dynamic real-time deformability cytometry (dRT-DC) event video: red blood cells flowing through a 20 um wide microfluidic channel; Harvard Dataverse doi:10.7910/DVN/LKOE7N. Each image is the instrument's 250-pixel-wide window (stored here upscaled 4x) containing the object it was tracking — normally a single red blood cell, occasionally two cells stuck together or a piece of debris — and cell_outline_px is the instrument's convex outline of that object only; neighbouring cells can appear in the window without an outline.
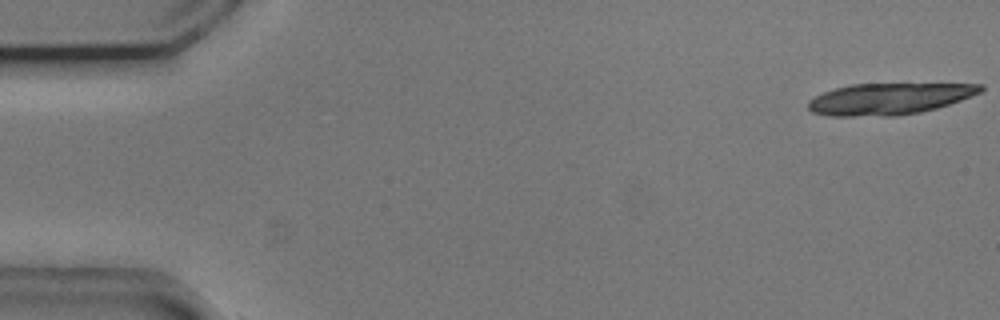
{"species": "common noctule bat (a hibernating species)", "species_latin": "Nyctalus noctula", "temperature_condition": "cold", "stored_images_in_passage": 17, "camera_frame_rate_fps": 3000, "um_per_image_px": 0.085, "animal": {"sex": "male", "body_mass_g": 20.5, "forearm_length_mm": 52.5}, "frame": {"image": 1, "passage_image": 1, "time_ms": 0.0, "image_size_px": [1000, 320], "cell_outline_px": [[984, 88], [980, 92], [960, 100], [936, 108], [920, 112], [896, 116], [828, 116], [812, 112], [808, 108], [808, 100], [824, 92], [836, 88], [852, 84], [984, 84]], "centroid_in_image_um": [75.54, 8.4], "position_along_channel_um": 9.5, "area_um2": 31.39}}